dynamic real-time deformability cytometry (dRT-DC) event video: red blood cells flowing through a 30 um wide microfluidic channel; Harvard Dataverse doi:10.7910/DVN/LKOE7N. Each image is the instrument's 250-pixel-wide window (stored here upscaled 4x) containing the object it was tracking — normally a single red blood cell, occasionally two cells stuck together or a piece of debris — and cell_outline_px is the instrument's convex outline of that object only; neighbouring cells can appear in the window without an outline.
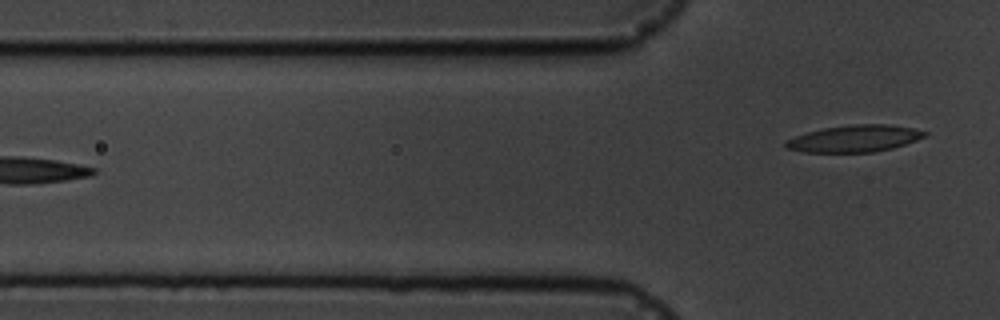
{"species": "common noctule bat (a hibernating species)", "species_latin": "Nyctalus noctula", "temperature_condition": "cold", "stored_images_in_passage": 5, "camera_frame_rate_fps": 3000, "um_per_image_px": 0.085, "animal": {"sex": "male", "body_mass_g": 19.5, "forearm_length_mm": 54.6}, "frame": {"image": 1, "passage_image": 5, "time_ms": 4.667, "image_size_px": [1000, 320], "cell_outline_px": [[928, 132], [924, 136], [916, 140], [892, 148], [872, 152], [804, 152], [784, 148], [784, 144], [788, 140], [796, 136], [808, 132], [824, 128], [856, 124], [884, 124], [912, 128]], "centroid_in_image_um": [72.61, 11.78], "position_along_channel_um": 53.2, "area_um2": 21.39}}